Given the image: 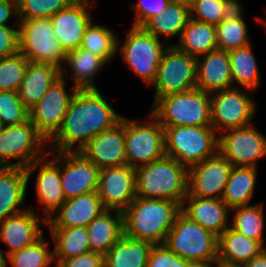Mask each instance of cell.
Masks as SVG:
<instances>
[{"mask_svg": "<svg viewBox=\"0 0 266 267\" xmlns=\"http://www.w3.org/2000/svg\"><path fill=\"white\" fill-rule=\"evenodd\" d=\"M104 98L99 89L77 90L48 151L79 152L94 136L119 123L123 115Z\"/></svg>", "mask_w": 266, "mask_h": 267, "instance_id": "1", "label": "cell"}, {"mask_svg": "<svg viewBox=\"0 0 266 267\" xmlns=\"http://www.w3.org/2000/svg\"><path fill=\"white\" fill-rule=\"evenodd\" d=\"M180 212L177 202L136 196L122 212L123 234L154 245L164 244Z\"/></svg>", "mask_w": 266, "mask_h": 267, "instance_id": "2", "label": "cell"}, {"mask_svg": "<svg viewBox=\"0 0 266 267\" xmlns=\"http://www.w3.org/2000/svg\"><path fill=\"white\" fill-rule=\"evenodd\" d=\"M188 194V168L164 156L136 168V195L174 201L182 205Z\"/></svg>", "mask_w": 266, "mask_h": 267, "instance_id": "3", "label": "cell"}, {"mask_svg": "<svg viewBox=\"0 0 266 267\" xmlns=\"http://www.w3.org/2000/svg\"><path fill=\"white\" fill-rule=\"evenodd\" d=\"M151 106L163 127L211 126L210 94L200 89L159 97Z\"/></svg>", "mask_w": 266, "mask_h": 267, "instance_id": "4", "label": "cell"}, {"mask_svg": "<svg viewBox=\"0 0 266 267\" xmlns=\"http://www.w3.org/2000/svg\"><path fill=\"white\" fill-rule=\"evenodd\" d=\"M218 135L212 126L164 127L165 155L189 168L218 152Z\"/></svg>", "mask_w": 266, "mask_h": 267, "instance_id": "5", "label": "cell"}, {"mask_svg": "<svg viewBox=\"0 0 266 267\" xmlns=\"http://www.w3.org/2000/svg\"><path fill=\"white\" fill-rule=\"evenodd\" d=\"M188 262L217 263L218 237L180 212L164 243Z\"/></svg>", "mask_w": 266, "mask_h": 267, "instance_id": "6", "label": "cell"}, {"mask_svg": "<svg viewBox=\"0 0 266 267\" xmlns=\"http://www.w3.org/2000/svg\"><path fill=\"white\" fill-rule=\"evenodd\" d=\"M123 43L117 39V52L120 51L123 62L144 83L151 85L157 76L163 51L168 46L164 41L147 33L143 28L130 27Z\"/></svg>", "mask_w": 266, "mask_h": 267, "instance_id": "7", "label": "cell"}, {"mask_svg": "<svg viewBox=\"0 0 266 267\" xmlns=\"http://www.w3.org/2000/svg\"><path fill=\"white\" fill-rule=\"evenodd\" d=\"M148 115L143 123L125 116V155L133 168L165 156L164 127L150 112Z\"/></svg>", "mask_w": 266, "mask_h": 267, "instance_id": "8", "label": "cell"}, {"mask_svg": "<svg viewBox=\"0 0 266 267\" xmlns=\"http://www.w3.org/2000/svg\"><path fill=\"white\" fill-rule=\"evenodd\" d=\"M47 143L29 119L19 125L4 126L0 131V167L25 169L48 153ZM11 159L18 161L12 163Z\"/></svg>", "mask_w": 266, "mask_h": 267, "instance_id": "9", "label": "cell"}, {"mask_svg": "<svg viewBox=\"0 0 266 267\" xmlns=\"http://www.w3.org/2000/svg\"><path fill=\"white\" fill-rule=\"evenodd\" d=\"M19 52L30 62L61 68L66 52L54 34L50 18L19 20Z\"/></svg>", "mask_w": 266, "mask_h": 267, "instance_id": "10", "label": "cell"}, {"mask_svg": "<svg viewBox=\"0 0 266 267\" xmlns=\"http://www.w3.org/2000/svg\"><path fill=\"white\" fill-rule=\"evenodd\" d=\"M197 58L169 44L162 53L154 85L155 102L159 97L196 88Z\"/></svg>", "mask_w": 266, "mask_h": 267, "instance_id": "11", "label": "cell"}, {"mask_svg": "<svg viewBox=\"0 0 266 267\" xmlns=\"http://www.w3.org/2000/svg\"><path fill=\"white\" fill-rule=\"evenodd\" d=\"M242 89L232 87L210 94L211 126L217 134L252 124L257 112L256 101L250 97L253 90Z\"/></svg>", "mask_w": 266, "mask_h": 267, "instance_id": "12", "label": "cell"}, {"mask_svg": "<svg viewBox=\"0 0 266 267\" xmlns=\"http://www.w3.org/2000/svg\"><path fill=\"white\" fill-rule=\"evenodd\" d=\"M65 76H60L44 93L39 102L28 110L29 120L38 133L49 142L60 130L64 116L67 112L77 89L71 87V92L66 89Z\"/></svg>", "mask_w": 266, "mask_h": 267, "instance_id": "13", "label": "cell"}, {"mask_svg": "<svg viewBox=\"0 0 266 267\" xmlns=\"http://www.w3.org/2000/svg\"><path fill=\"white\" fill-rule=\"evenodd\" d=\"M221 133L218 152L233 166L258 168L257 162L266 157V135L253 124Z\"/></svg>", "mask_w": 266, "mask_h": 267, "instance_id": "14", "label": "cell"}, {"mask_svg": "<svg viewBox=\"0 0 266 267\" xmlns=\"http://www.w3.org/2000/svg\"><path fill=\"white\" fill-rule=\"evenodd\" d=\"M25 172L27 182L31 175L37 172V177H35L37 201L45 210L42 217L47 220L66 201L60 177V152L48 151L43 158L28 165Z\"/></svg>", "mask_w": 266, "mask_h": 267, "instance_id": "15", "label": "cell"}, {"mask_svg": "<svg viewBox=\"0 0 266 267\" xmlns=\"http://www.w3.org/2000/svg\"><path fill=\"white\" fill-rule=\"evenodd\" d=\"M233 165L217 152L188 168V193L199 198L221 199Z\"/></svg>", "mask_w": 266, "mask_h": 267, "instance_id": "16", "label": "cell"}, {"mask_svg": "<svg viewBox=\"0 0 266 267\" xmlns=\"http://www.w3.org/2000/svg\"><path fill=\"white\" fill-rule=\"evenodd\" d=\"M97 194L105 209L123 212L136 198V168L128 164L99 170Z\"/></svg>", "mask_w": 266, "mask_h": 267, "instance_id": "17", "label": "cell"}, {"mask_svg": "<svg viewBox=\"0 0 266 267\" xmlns=\"http://www.w3.org/2000/svg\"><path fill=\"white\" fill-rule=\"evenodd\" d=\"M95 0H73L64 9L50 17L53 31L65 52L80 47L86 27L93 19L88 6Z\"/></svg>", "mask_w": 266, "mask_h": 267, "instance_id": "18", "label": "cell"}, {"mask_svg": "<svg viewBox=\"0 0 266 267\" xmlns=\"http://www.w3.org/2000/svg\"><path fill=\"white\" fill-rule=\"evenodd\" d=\"M60 177L66 199L97 192L99 169L80 152H60Z\"/></svg>", "mask_w": 266, "mask_h": 267, "instance_id": "19", "label": "cell"}, {"mask_svg": "<svg viewBox=\"0 0 266 267\" xmlns=\"http://www.w3.org/2000/svg\"><path fill=\"white\" fill-rule=\"evenodd\" d=\"M37 214L30 206L0 222V240L9 248L5 253L0 248L4 258L33 244L44 234L40 226H46V220Z\"/></svg>", "mask_w": 266, "mask_h": 267, "instance_id": "20", "label": "cell"}, {"mask_svg": "<svg viewBox=\"0 0 266 267\" xmlns=\"http://www.w3.org/2000/svg\"><path fill=\"white\" fill-rule=\"evenodd\" d=\"M125 116L113 128L94 136L79 152L99 170L126 165Z\"/></svg>", "mask_w": 266, "mask_h": 267, "instance_id": "21", "label": "cell"}, {"mask_svg": "<svg viewBox=\"0 0 266 267\" xmlns=\"http://www.w3.org/2000/svg\"><path fill=\"white\" fill-rule=\"evenodd\" d=\"M105 210L97 192L82 194L66 199L62 206L46 220V226L49 228L87 227Z\"/></svg>", "mask_w": 266, "mask_h": 267, "instance_id": "22", "label": "cell"}, {"mask_svg": "<svg viewBox=\"0 0 266 267\" xmlns=\"http://www.w3.org/2000/svg\"><path fill=\"white\" fill-rule=\"evenodd\" d=\"M181 212L217 237L230 227L231 209L222 199L199 198L188 193Z\"/></svg>", "mask_w": 266, "mask_h": 267, "instance_id": "23", "label": "cell"}, {"mask_svg": "<svg viewBox=\"0 0 266 267\" xmlns=\"http://www.w3.org/2000/svg\"><path fill=\"white\" fill-rule=\"evenodd\" d=\"M232 87L228 51L216 49L197 57V89L211 94Z\"/></svg>", "mask_w": 266, "mask_h": 267, "instance_id": "24", "label": "cell"}, {"mask_svg": "<svg viewBox=\"0 0 266 267\" xmlns=\"http://www.w3.org/2000/svg\"><path fill=\"white\" fill-rule=\"evenodd\" d=\"M266 246L234 230L231 226L218 237L217 264L242 267Z\"/></svg>", "mask_w": 266, "mask_h": 267, "instance_id": "25", "label": "cell"}, {"mask_svg": "<svg viewBox=\"0 0 266 267\" xmlns=\"http://www.w3.org/2000/svg\"><path fill=\"white\" fill-rule=\"evenodd\" d=\"M63 65L60 68V76H64V73L70 70L72 86L77 90H98L94 78L107 63L91 51L79 47L66 52Z\"/></svg>", "mask_w": 266, "mask_h": 267, "instance_id": "26", "label": "cell"}, {"mask_svg": "<svg viewBox=\"0 0 266 267\" xmlns=\"http://www.w3.org/2000/svg\"><path fill=\"white\" fill-rule=\"evenodd\" d=\"M28 182L24 168L0 167V222L25 210Z\"/></svg>", "mask_w": 266, "mask_h": 267, "instance_id": "27", "label": "cell"}, {"mask_svg": "<svg viewBox=\"0 0 266 267\" xmlns=\"http://www.w3.org/2000/svg\"><path fill=\"white\" fill-rule=\"evenodd\" d=\"M60 78V68L48 63L28 61L17 91L23 105L29 110L39 102L47 89Z\"/></svg>", "mask_w": 266, "mask_h": 267, "instance_id": "28", "label": "cell"}, {"mask_svg": "<svg viewBox=\"0 0 266 267\" xmlns=\"http://www.w3.org/2000/svg\"><path fill=\"white\" fill-rule=\"evenodd\" d=\"M90 251L105 255L123 235V215L118 210L103 211L87 226Z\"/></svg>", "mask_w": 266, "mask_h": 267, "instance_id": "29", "label": "cell"}, {"mask_svg": "<svg viewBox=\"0 0 266 267\" xmlns=\"http://www.w3.org/2000/svg\"><path fill=\"white\" fill-rule=\"evenodd\" d=\"M190 18V4L186 1H171L165 10L161 11L157 16L150 19L142 28L149 34L154 35L158 39L168 42L177 35L178 40L181 36ZM168 40V41H167Z\"/></svg>", "mask_w": 266, "mask_h": 267, "instance_id": "30", "label": "cell"}, {"mask_svg": "<svg viewBox=\"0 0 266 267\" xmlns=\"http://www.w3.org/2000/svg\"><path fill=\"white\" fill-rule=\"evenodd\" d=\"M154 244L122 235L104 255L105 267H147Z\"/></svg>", "mask_w": 266, "mask_h": 267, "instance_id": "31", "label": "cell"}, {"mask_svg": "<svg viewBox=\"0 0 266 267\" xmlns=\"http://www.w3.org/2000/svg\"><path fill=\"white\" fill-rule=\"evenodd\" d=\"M174 45L196 58L216 50L218 49L216 26L189 18L179 40Z\"/></svg>", "mask_w": 266, "mask_h": 267, "instance_id": "32", "label": "cell"}, {"mask_svg": "<svg viewBox=\"0 0 266 267\" xmlns=\"http://www.w3.org/2000/svg\"><path fill=\"white\" fill-rule=\"evenodd\" d=\"M257 170L255 167L233 166L221 198L230 209L251 204Z\"/></svg>", "mask_w": 266, "mask_h": 267, "instance_id": "33", "label": "cell"}, {"mask_svg": "<svg viewBox=\"0 0 266 267\" xmlns=\"http://www.w3.org/2000/svg\"><path fill=\"white\" fill-rule=\"evenodd\" d=\"M250 43L244 47L228 51L233 87L255 91L260 87V72L257 59ZM237 84V85H236Z\"/></svg>", "mask_w": 266, "mask_h": 267, "instance_id": "34", "label": "cell"}, {"mask_svg": "<svg viewBox=\"0 0 266 267\" xmlns=\"http://www.w3.org/2000/svg\"><path fill=\"white\" fill-rule=\"evenodd\" d=\"M53 239L54 265L59 261L90 251L87 227L49 228Z\"/></svg>", "mask_w": 266, "mask_h": 267, "instance_id": "35", "label": "cell"}, {"mask_svg": "<svg viewBox=\"0 0 266 267\" xmlns=\"http://www.w3.org/2000/svg\"><path fill=\"white\" fill-rule=\"evenodd\" d=\"M242 3L216 25L218 49L230 51L252 43L244 20Z\"/></svg>", "mask_w": 266, "mask_h": 267, "instance_id": "36", "label": "cell"}, {"mask_svg": "<svg viewBox=\"0 0 266 267\" xmlns=\"http://www.w3.org/2000/svg\"><path fill=\"white\" fill-rule=\"evenodd\" d=\"M233 217L230 219V226L239 233L266 244L264 239L265 212L264 204L244 205L231 209Z\"/></svg>", "mask_w": 266, "mask_h": 267, "instance_id": "37", "label": "cell"}, {"mask_svg": "<svg viewBox=\"0 0 266 267\" xmlns=\"http://www.w3.org/2000/svg\"><path fill=\"white\" fill-rule=\"evenodd\" d=\"M93 21L85 29L80 48L91 51L109 63L118 54V33L110 27L107 28Z\"/></svg>", "mask_w": 266, "mask_h": 267, "instance_id": "38", "label": "cell"}, {"mask_svg": "<svg viewBox=\"0 0 266 267\" xmlns=\"http://www.w3.org/2000/svg\"><path fill=\"white\" fill-rule=\"evenodd\" d=\"M49 241L44 234L33 244L26 246L20 251L8 255L6 266L11 267H55L53 251H50ZM11 264V265H8Z\"/></svg>", "mask_w": 266, "mask_h": 267, "instance_id": "39", "label": "cell"}, {"mask_svg": "<svg viewBox=\"0 0 266 267\" xmlns=\"http://www.w3.org/2000/svg\"><path fill=\"white\" fill-rule=\"evenodd\" d=\"M189 4L190 18L216 26L241 2L239 0H189Z\"/></svg>", "mask_w": 266, "mask_h": 267, "instance_id": "40", "label": "cell"}, {"mask_svg": "<svg viewBox=\"0 0 266 267\" xmlns=\"http://www.w3.org/2000/svg\"><path fill=\"white\" fill-rule=\"evenodd\" d=\"M28 60L18 52L9 57L0 58V91H18L24 79Z\"/></svg>", "mask_w": 266, "mask_h": 267, "instance_id": "41", "label": "cell"}, {"mask_svg": "<svg viewBox=\"0 0 266 267\" xmlns=\"http://www.w3.org/2000/svg\"><path fill=\"white\" fill-rule=\"evenodd\" d=\"M73 0H22L18 4L19 20L50 18Z\"/></svg>", "mask_w": 266, "mask_h": 267, "instance_id": "42", "label": "cell"}, {"mask_svg": "<svg viewBox=\"0 0 266 267\" xmlns=\"http://www.w3.org/2000/svg\"><path fill=\"white\" fill-rule=\"evenodd\" d=\"M28 113L16 91H0V119L4 126L24 123L29 119Z\"/></svg>", "mask_w": 266, "mask_h": 267, "instance_id": "43", "label": "cell"}, {"mask_svg": "<svg viewBox=\"0 0 266 267\" xmlns=\"http://www.w3.org/2000/svg\"><path fill=\"white\" fill-rule=\"evenodd\" d=\"M172 0H138V3H130L135 12L133 27L142 28L150 19L165 10Z\"/></svg>", "mask_w": 266, "mask_h": 267, "instance_id": "44", "label": "cell"}, {"mask_svg": "<svg viewBox=\"0 0 266 267\" xmlns=\"http://www.w3.org/2000/svg\"><path fill=\"white\" fill-rule=\"evenodd\" d=\"M187 263L165 244H157L151 249L147 267H187Z\"/></svg>", "mask_w": 266, "mask_h": 267, "instance_id": "45", "label": "cell"}, {"mask_svg": "<svg viewBox=\"0 0 266 267\" xmlns=\"http://www.w3.org/2000/svg\"><path fill=\"white\" fill-rule=\"evenodd\" d=\"M19 52V29L13 26H0V58Z\"/></svg>", "mask_w": 266, "mask_h": 267, "instance_id": "46", "label": "cell"}, {"mask_svg": "<svg viewBox=\"0 0 266 267\" xmlns=\"http://www.w3.org/2000/svg\"><path fill=\"white\" fill-rule=\"evenodd\" d=\"M55 267H105L104 255L89 251L78 256L59 261Z\"/></svg>", "mask_w": 266, "mask_h": 267, "instance_id": "47", "label": "cell"}, {"mask_svg": "<svg viewBox=\"0 0 266 267\" xmlns=\"http://www.w3.org/2000/svg\"><path fill=\"white\" fill-rule=\"evenodd\" d=\"M10 17L15 20L13 26L19 28L18 5L9 0H0V26H11L8 25Z\"/></svg>", "mask_w": 266, "mask_h": 267, "instance_id": "48", "label": "cell"}, {"mask_svg": "<svg viewBox=\"0 0 266 267\" xmlns=\"http://www.w3.org/2000/svg\"><path fill=\"white\" fill-rule=\"evenodd\" d=\"M242 267H266V248Z\"/></svg>", "mask_w": 266, "mask_h": 267, "instance_id": "49", "label": "cell"}, {"mask_svg": "<svg viewBox=\"0 0 266 267\" xmlns=\"http://www.w3.org/2000/svg\"><path fill=\"white\" fill-rule=\"evenodd\" d=\"M217 263L188 262L187 267H214Z\"/></svg>", "mask_w": 266, "mask_h": 267, "instance_id": "50", "label": "cell"}, {"mask_svg": "<svg viewBox=\"0 0 266 267\" xmlns=\"http://www.w3.org/2000/svg\"><path fill=\"white\" fill-rule=\"evenodd\" d=\"M6 265V259L0 254V267H7Z\"/></svg>", "mask_w": 266, "mask_h": 267, "instance_id": "51", "label": "cell"}, {"mask_svg": "<svg viewBox=\"0 0 266 267\" xmlns=\"http://www.w3.org/2000/svg\"><path fill=\"white\" fill-rule=\"evenodd\" d=\"M256 20L258 22H261V24H265V26H266V20L265 19H262V18L257 17Z\"/></svg>", "mask_w": 266, "mask_h": 267, "instance_id": "52", "label": "cell"}, {"mask_svg": "<svg viewBox=\"0 0 266 267\" xmlns=\"http://www.w3.org/2000/svg\"><path fill=\"white\" fill-rule=\"evenodd\" d=\"M9 1H12L18 5L22 0H9Z\"/></svg>", "mask_w": 266, "mask_h": 267, "instance_id": "53", "label": "cell"}, {"mask_svg": "<svg viewBox=\"0 0 266 267\" xmlns=\"http://www.w3.org/2000/svg\"><path fill=\"white\" fill-rule=\"evenodd\" d=\"M216 267H230V266H225V265H221V264H216Z\"/></svg>", "mask_w": 266, "mask_h": 267, "instance_id": "54", "label": "cell"}, {"mask_svg": "<svg viewBox=\"0 0 266 267\" xmlns=\"http://www.w3.org/2000/svg\"><path fill=\"white\" fill-rule=\"evenodd\" d=\"M4 125L2 124L1 122V119H0V131L3 129Z\"/></svg>", "mask_w": 266, "mask_h": 267, "instance_id": "55", "label": "cell"}, {"mask_svg": "<svg viewBox=\"0 0 266 267\" xmlns=\"http://www.w3.org/2000/svg\"><path fill=\"white\" fill-rule=\"evenodd\" d=\"M172 1H186V2H189V0H172Z\"/></svg>", "mask_w": 266, "mask_h": 267, "instance_id": "56", "label": "cell"}]
</instances>
